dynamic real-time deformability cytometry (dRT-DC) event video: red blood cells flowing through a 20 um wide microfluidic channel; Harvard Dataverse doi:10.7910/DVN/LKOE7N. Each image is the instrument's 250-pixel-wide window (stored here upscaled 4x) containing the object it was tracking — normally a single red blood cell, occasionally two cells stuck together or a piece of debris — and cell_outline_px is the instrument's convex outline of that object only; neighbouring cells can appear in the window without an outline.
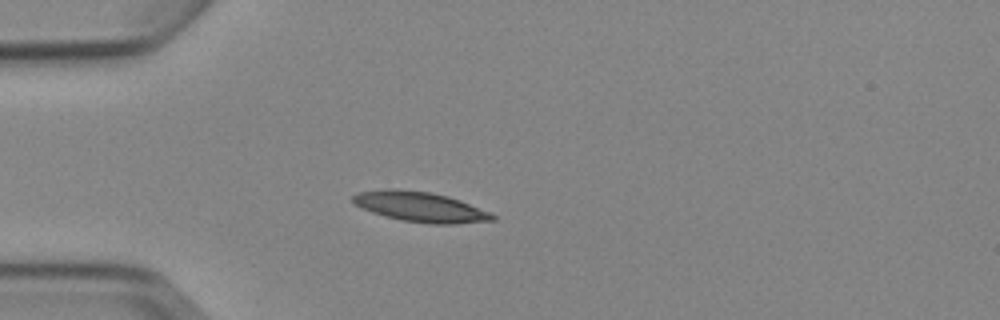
{"species": "Egyptian fruit bat (a non-hibernating species)", "species_latin": "Rousettus aegyptiacus", "temperature_condition": "cold", "stored_images_in_passage": 1, "camera_frame_rate_fps": 3000, "um_per_image_px": 0.085, "animal": {"sex": "female"}, "frame": {"image": 1, "passage_image": 1, "time_ms": 0.0, "image_size_px": [1000, 320], "cell_outline_px": [[496, 220], [456, 224], [432, 224], [404, 220], [384, 216], [372, 212], [356, 204], [352, 200], [352, 196], [356, 192], [384, 188], [396, 188], [432, 192], [448, 196], [460, 200], [492, 212], [496, 216]], "centroid_in_image_um": [35.76, 17.57], "position_along_channel_um": 49.2, "area_um2": 24.68}}